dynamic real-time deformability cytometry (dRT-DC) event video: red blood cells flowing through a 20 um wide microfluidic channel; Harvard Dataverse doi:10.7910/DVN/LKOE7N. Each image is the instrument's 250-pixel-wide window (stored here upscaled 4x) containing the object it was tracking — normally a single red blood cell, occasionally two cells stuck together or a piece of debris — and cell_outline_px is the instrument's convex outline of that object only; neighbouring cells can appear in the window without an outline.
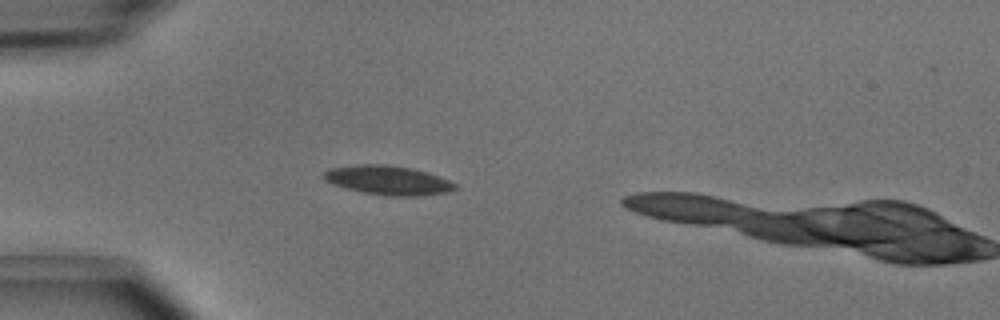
{"species": "common noctule bat (a hibernating species)", "species_latin": "Nyctalus noctula", "temperature_condition": "cold", "stored_images_in_passage": 4, "camera_frame_rate_fps": 3000, "um_per_image_px": 0.085, "animal": {"sex": "male", "body_mass_g": 15.6}, "frame": {"image": 1, "passage_image": 3, "time_ms": 0.667, "image_size_px": [1000, 320], "cell_outline_px": [[460, 188], [448, 192], [416, 196], [388, 196], [364, 192], [332, 184], [324, 180], [324, 172], [328, 168], [356, 164], [388, 164], [412, 168], [428, 172], [448, 180], [456, 184]], "centroid_in_image_um": [33.0, 15.31], "position_along_channel_um": 52.0, "area_um2": 22.43}}